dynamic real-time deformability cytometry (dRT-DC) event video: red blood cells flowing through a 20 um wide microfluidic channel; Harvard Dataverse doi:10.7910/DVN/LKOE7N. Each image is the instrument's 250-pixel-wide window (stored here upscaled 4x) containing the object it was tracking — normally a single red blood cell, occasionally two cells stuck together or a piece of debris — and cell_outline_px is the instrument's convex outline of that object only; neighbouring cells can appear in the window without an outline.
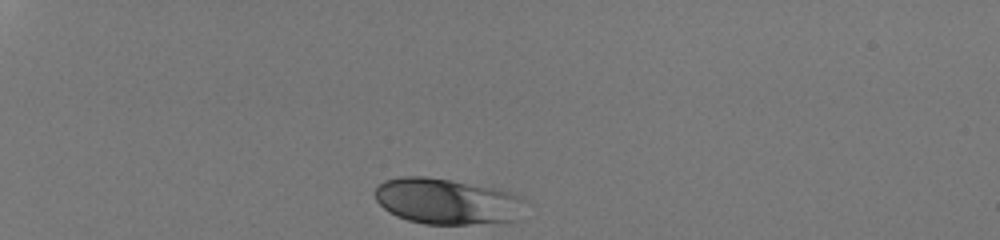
{"species": "human", "species_latin": "Homo sapiens", "temperature_condition": "room temperature", "stored_images_in_passage": 31, "camera_frame_rate_fps": 3000, "um_per_image_px": 0.085, "donor": {"sex": "male"}, "frame": {"image": 1, "passage_image": 1, "time_ms": 0.0, "image_size_px": [1000, 240], "cell_outline_px": [[524, 220], [468, 224], [424, 224], [408, 220], [396, 216], [388, 212], [376, 200], [376, 188], [384, 180], [400, 176], [424, 176], [452, 180], [500, 188], [512, 192], [524, 200]], "centroid_in_image_um": [38.06, 17.11], "position_along_channel_um": 46.9, "area_um2": 40.81}}
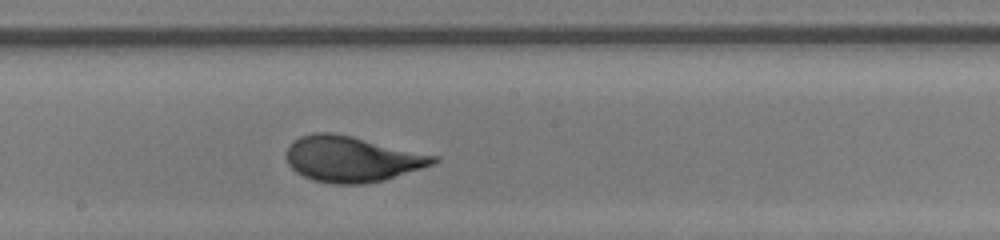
{"frame": {"image": 2, "passage_image": 18, "time_ms": 5.667, "image_size_px": [1000, 240], "cell_outline_px": [[440, 160], [432, 164], [384, 180], [364, 184], [336, 184], [312, 180], [296, 172], [288, 164], [284, 156], [288, 144], [292, 140], [300, 136], [312, 132], [332, 132], [352, 136], [440, 156]], "centroid_in_image_um": [29.86, 13.5], "position_along_channel_um": 218.3, "area_um2": 39.48}}
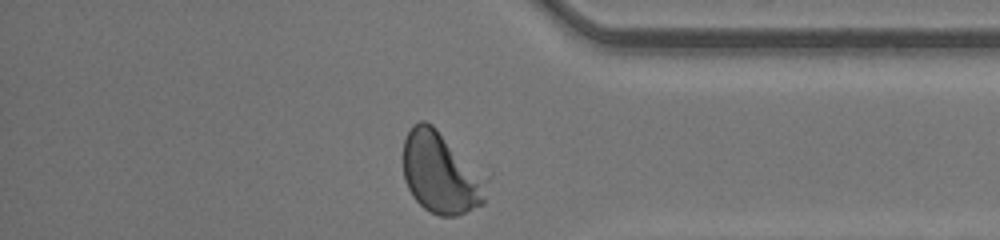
{"frame": {"image": 3, "passage_image": 31, "time_ms": 10.0, "image_size_px": [1000, 240], "cell_outline_px": [[484, 204], [456, 216], [440, 216], [424, 208], [412, 196], [404, 180], [404, 140], [412, 124], [420, 120], [424, 120], [432, 124], [436, 128], [476, 184], [484, 200]], "centroid_in_image_um": [37.17, 14.74], "position_along_channel_um": 398.0, "area_um2": 35.32}, "authors_computed_cell_mechanics": {"area_um2": 38.5526, "velocity_mm_per_s": 4.2448, "shape_relaxation_time_tau1_ms": 2.9977, "shape_relaxation_time_tau2_ms": null, "deformation_change_tau1": 0.1369, "deformation_change_tau2": null}}